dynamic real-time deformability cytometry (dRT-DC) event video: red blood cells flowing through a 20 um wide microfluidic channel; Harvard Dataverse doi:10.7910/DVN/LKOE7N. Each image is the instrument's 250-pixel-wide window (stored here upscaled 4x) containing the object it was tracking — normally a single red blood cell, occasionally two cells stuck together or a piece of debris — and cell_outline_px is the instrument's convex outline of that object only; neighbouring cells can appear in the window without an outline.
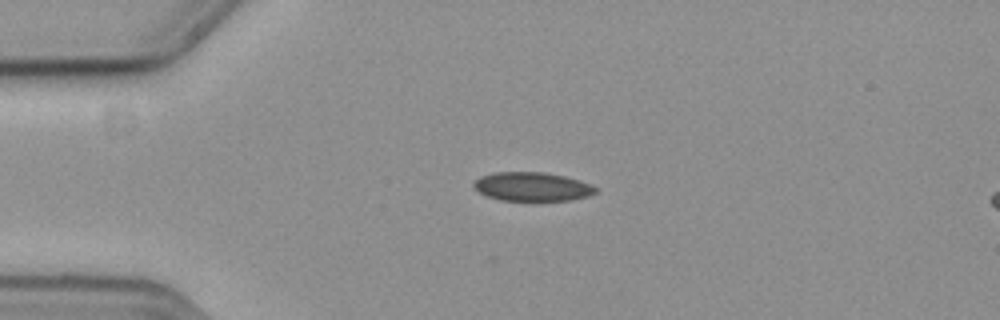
{"species": "common noctule bat (a hibernating species)", "species_latin": "Nyctalus noctula", "temperature_condition": "cold", "stored_images_in_passage": 9, "camera_frame_rate_fps": 3000, "um_per_image_px": 0.085, "animal": {"sex": "female", "body_mass_g": 19.3, "forearm_length_mm": 54.1}, "frame": {"image": 1, "passage_image": 1, "time_ms": 0.0, "image_size_px": [1000, 320], "cell_outline_px": [[596, 192], [588, 196], [568, 200], [536, 204], [500, 200], [488, 196], [480, 192], [472, 184], [480, 176], [496, 172], [544, 172], [564, 176], [580, 180], [596, 188]], "centroid_in_image_um": [45.23, 15.91], "position_along_channel_um": 39.8, "area_um2": 21.15}}
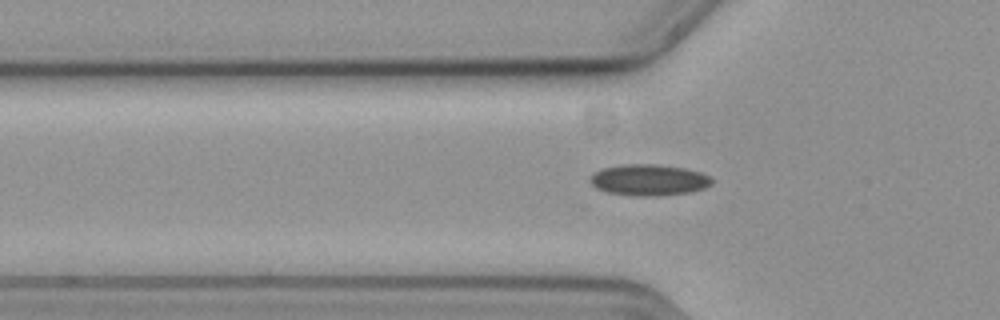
{"frame": {"image": 2, "passage_image": 6, "time_ms": 1.667, "image_size_px": [1000, 320], "cell_outline_px": [[712, 184], [704, 188], [688, 192], [656, 196], [632, 196], [608, 192], [596, 188], [588, 180], [596, 172], [604, 168], [624, 164], [656, 164], [684, 168], [700, 172], [708, 176], [712, 180]], "centroid_in_image_um": [55.14, 15.3], "position_along_channel_um": 70.7, "area_um2": 21.96}}
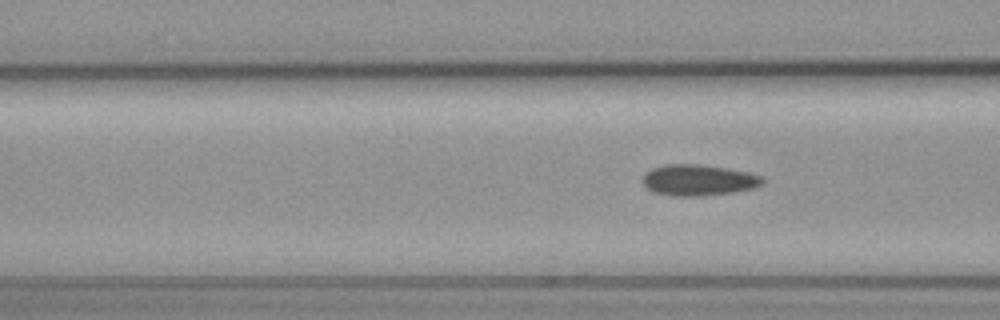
{"frame": {"image": 3, "passage_image": 9, "time_ms": 2.667, "image_size_px": [1000, 320], "cell_outline_px": [[764, 184], [752, 188], [732, 192], [704, 196], [672, 196], [656, 192], [648, 188], [644, 184], [644, 176], [652, 168], [668, 164], [700, 164], [728, 168], [748, 172], [764, 176]], "centroid_in_image_um": [59.43, 15.3], "position_along_channel_um": 107.2, "area_um2": 21.62}}